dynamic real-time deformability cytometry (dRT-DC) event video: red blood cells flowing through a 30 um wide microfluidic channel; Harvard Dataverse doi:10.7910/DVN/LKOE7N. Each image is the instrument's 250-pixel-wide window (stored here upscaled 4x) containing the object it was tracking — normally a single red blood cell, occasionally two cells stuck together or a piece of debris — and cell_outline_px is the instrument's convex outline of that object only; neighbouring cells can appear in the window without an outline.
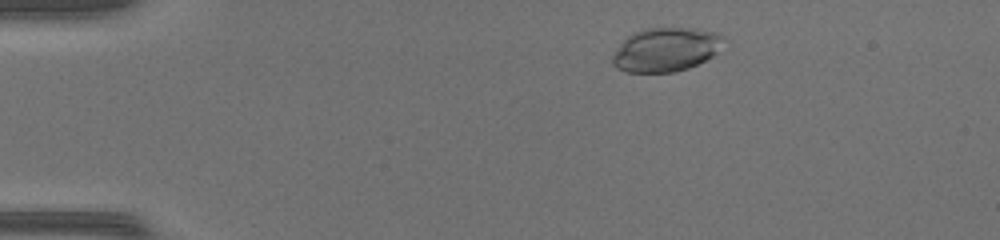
{"species": "common noctule bat (a hibernating species)", "species_latin": "Nyctalus noctula", "temperature_condition": "warm", "stored_images_in_passage": 45, "camera_frame_rate_fps": 3000, "um_per_image_px": 0.085, "animal": {"sex": "female", "body_mass_g": 17.0, "forearm_length_mm": 48.0}, "frame": {"image": 1, "passage_image": 5, "time_ms": 1.333, "image_size_px": [1000, 240], "cell_outline_px": [[728, 40], [712, 56], [688, 68], [672, 72], [624, 72], [616, 68], [612, 64], [612, 56], [620, 44], [628, 36], [636, 32], [648, 28], [692, 28], [716, 32], [724, 36]], "centroid_in_image_um": [56.62, 4.21], "position_along_channel_um": 28.4, "area_um2": 28.38}}
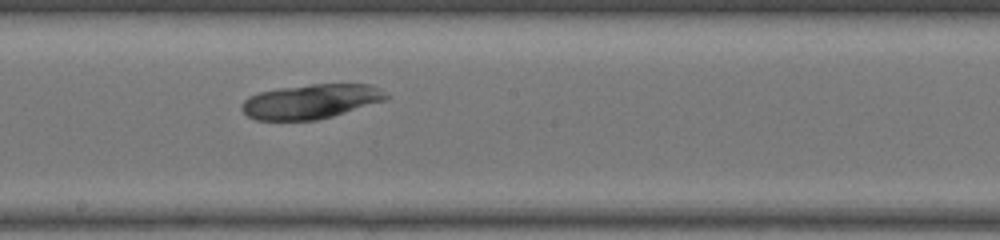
{"frame": {"image": 2, "passage_image": 24, "time_ms": 7.667, "image_size_px": [1000, 240], "cell_outline_px": [[392, 96], [388, 100], [332, 116], [316, 120], [256, 120], [248, 116], [240, 108], [244, 100], [248, 96], [260, 92], [280, 88], [312, 84], [372, 84], [380, 88]], "centroid_in_image_um": [26.48, 8.62], "position_along_channel_um": 221.7, "area_um2": 29.25}}
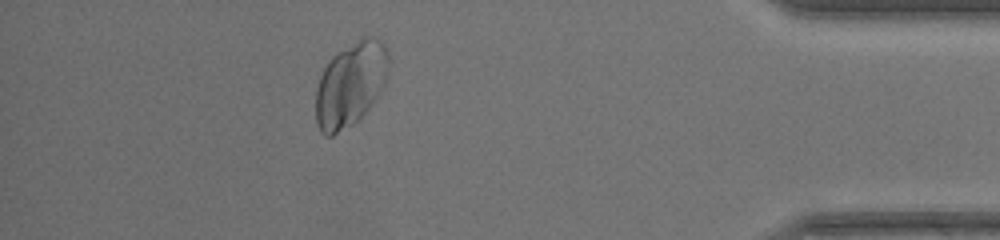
{"frame": {"image": 3, "passage_image": 40, "time_ms": 13.0, "image_size_px": [1000, 240], "cell_outline_px": [[388, 76], [380, 92], [372, 104], [352, 124], [332, 136], [324, 136], [320, 132], [316, 124], [316, 88], [320, 76], [328, 60], [336, 52], [360, 36], [372, 36], [380, 40], [384, 44], [388, 52]], "centroid_in_image_um": [29.78, 7.12], "position_along_channel_um": 405.4, "area_um2": 36.13}}